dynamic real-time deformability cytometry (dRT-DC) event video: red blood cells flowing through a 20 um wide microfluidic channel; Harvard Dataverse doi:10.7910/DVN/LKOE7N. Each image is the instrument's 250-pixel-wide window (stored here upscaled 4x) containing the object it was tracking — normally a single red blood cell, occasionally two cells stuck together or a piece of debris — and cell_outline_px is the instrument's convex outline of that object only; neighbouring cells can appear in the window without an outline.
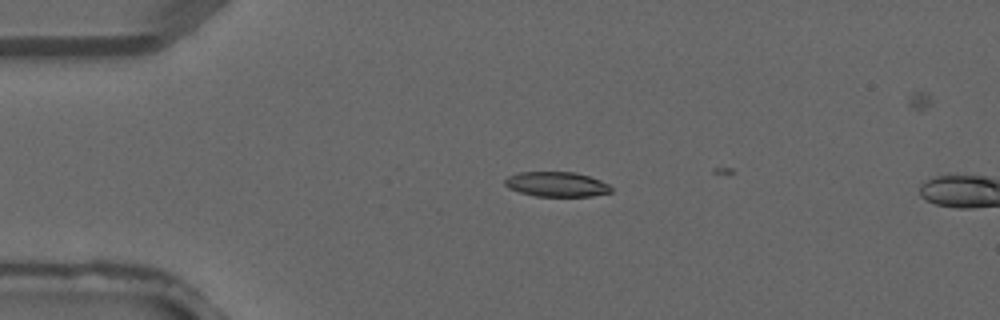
{"species": "common noctule bat (a hibernating species)", "species_latin": "Nyctalus noctula", "temperature_condition": "warm", "stored_images_in_passage": 2, "camera_frame_rate_fps": 3000, "um_per_image_px": 0.085, "animal": {"sex": "male", "forearm_length_mm": 52.5}, "frame": {"image": 1, "passage_image": 1, "time_ms": 0.0, "image_size_px": [1000, 320], "cell_outline_px": [[612, 192], [592, 196], [536, 196], [520, 192], [508, 188], [504, 184], [504, 180], [508, 176], [520, 172], [576, 172], [600, 180], [608, 184], [612, 188]], "centroid_in_image_um": [47.31, 15.66], "position_along_channel_um": 37.7, "area_um2": 15.37}}